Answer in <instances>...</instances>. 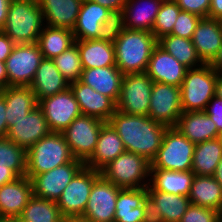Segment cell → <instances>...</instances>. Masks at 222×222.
Listing matches in <instances>:
<instances>
[{
    "instance_id": "cell-1",
    "label": "cell",
    "mask_w": 222,
    "mask_h": 222,
    "mask_svg": "<svg viewBox=\"0 0 222 222\" xmlns=\"http://www.w3.org/2000/svg\"><path fill=\"white\" fill-rule=\"evenodd\" d=\"M109 123L117 131L126 151L151 162L160 148L167 126L149 116L132 115L116 110Z\"/></svg>"
},
{
    "instance_id": "cell-2",
    "label": "cell",
    "mask_w": 222,
    "mask_h": 222,
    "mask_svg": "<svg viewBox=\"0 0 222 222\" xmlns=\"http://www.w3.org/2000/svg\"><path fill=\"white\" fill-rule=\"evenodd\" d=\"M113 44L116 66L123 74L144 73L158 40L152 32L124 28Z\"/></svg>"
},
{
    "instance_id": "cell-3",
    "label": "cell",
    "mask_w": 222,
    "mask_h": 222,
    "mask_svg": "<svg viewBox=\"0 0 222 222\" xmlns=\"http://www.w3.org/2000/svg\"><path fill=\"white\" fill-rule=\"evenodd\" d=\"M44 26L37 0H12L1 31L15 44L37 43Z\"/></svg>"
},
{
    "instance_id": "cell-4",
    "label": "cell",
    "mask_w": 222,
    "mask_h": 222,
    "mask_svg": "<svg viewBox=\"0 0 222 222\" xmlns=\"http://www.w3.org/2000/svg\"><path fill=\"white\" fill-rule=\"evenodd\" d=\"M74 159L61 132H50L27 150L26 176L48 172Z\"/></svg>"
},
{
    "instance_id": "cell-5",
    "label": "cell",
    "mask_w": 222,
    "mask_h": 222,
    "mask_svg": "<svg viewBox=\"0 0 222 222\" xmlns=\"http://www.w3.org/2000/svg\"><path fill=\"white\" fill-rule=\"evenodd\" d=\"M219 73L210 64L188 69L180 87L182 112L204 111L215 96Z\"/></svg>"
},
{
    "instance_id": "cell-6",
    "label": "cell",
    "mask_w": 222,
    "mask_h": 222,
    "mask_svg": "<svg viewBox=\"0 0 222 222\" xmlns=\"http://www.w3.org/2000/svg\"><path fill=\"white\" fill-rule=\"evenodd\" d=\"M151 162L143 156L125 151L104 166L100 173L120 188H145L150 181Z\"/></svg>"
},
{
    "instance_id": "cell-7",
    "label": "cell",
    "mask_w": 222,
    "mask_h": 222,
    "mask_svg": "<svg viewBox=\"0 0 222 222\" xmlns=\"http://www.w3.org/2000/svg\"><path fill=\"white\" fill-rule=\"evenodd\" d=\"M194 150L195 144L176 127H167L162 144L151 161V169L190 171Z\"/></svg>"
},
{
    "instance_id": "cell-8",
    "label": "cell",
    "mask_w": 222,
    "mask_h": 222,
    "mask_svg": "<svg viewBox=\"0 0 222 222\" xmlns=\"http://www.w3.org/2000/svg\"><path fill=\"white\" fill-rule=\"evenodd\" d=\"M153 83L145 72L124 74L116 109L127 114L148 116Z\"/></svg>"
},
{
    "instance_id": "cell-9",
    "label": "cell",
    "mask_w": 222,
    "mask_h": 222,
    "mask_svg": "<svg viewBox=\"0 0 222 222\" xmlns=\"http://www.w3.org/2000/svg\"><path fill=\"white\" fill-rule=\"evenodd\" d=\"M104 123L95 117L81 115L61 132L75 159L85 163L92 156Z\"/></svg>"
},
{
    "instance_id": "cell-10",
    "label": "cell",
    "mask_w": 222,
    "mask_h": 222,
    "mask_svg": "<svg viewBox=\"0 0 222 222\" xmlns=\"http://www.w3.org/2000/svg\"><path fill=\"white\" fill-rule=\"evenodd\" d=\"M42 60L37 43L16 44L5 61L8 86H30Z\"/></svg>"
},
{
    "instance_id": "cell-11",
    "label": "cell",
    "mask_w": 222,
    "mask_h": 222,
    "mask_svg": "<svg viewBox=\"0 0 222 222\" xmlns=\"http://www.w3.org/2000/svg\"><path fill=\"white\" fill-rule=\"evenodd\" d=\"M99 170L83 167L65 187L56 204L63 217L83 215Z\"/></svg>"
},
{
    "instance_id": "cell-12",
    "label": "cell",
    "mask_w": 222,
    "mask_h": 222,
    "mask_svg": "<svg viewBox=\"0 0 222 222\" xmlns=\"http://www.w3.org/2000/svg\"><path fill=\"white\" fill-rule=\"evenodd\" d=\"M84 166L85 163L83 161L74 158L65 165L33 176L30 179L33 195L57 202L65 187Z\"/></svg>"
},
{
    "instance_id": "cell-13",
    "label": "cell",
    "mask_w": 222,
    "mask_h": 222,
    "mask_svg": "<svg viewBox=\"0 0 222 222\" xmlns=\"http://www.w3.org/2000/svg\"><path fill=\"white\" fill-rule=\"evenodd\" d=\"M51 132H63L75 118L82 115L72 90L44 98L38 102Z\"/></svg>"
},
{
    "instance_id": "cell-14",
    "label": "cell",
    "mask_w": 222,
    "mask_h": 222,
    "mask_svg": "<svg viewBox=\"0 0 222 222\" xmlns=\"http://www.w3.org/2000/svg\"><path fill=\"white\" fill-rule=\"evenodd\" d=\"M181 114L180 87L154 82L148 116L167 127H175Z\"/></svg>"
},
{
    "instance_id": "cell-15",
    "label": "cell",
    "mask_w": 222,
    "mask_h": 222,
    "mask_svg": "<svg viewBox=\"0 0 222 222\" xmlns=\"http://www.w3.org/2000/svg\"><path fill=\"white\" fill-rule=\"evenodd\" d=\"M121 189L100 175L92 185L83 216L92 222H114L116 201Z\"/></svg>"
},
{
    "instance_id": "cell-16",
    "label": "cell",
    "mask_w": 222,
    "mask_h": 222,
    "mask_svg": "<svg viewBox=\"0 0 222 222\" xmlns=\"http://www.w3.org/2000/svg\"><path fill=\"white\" fill-rule=\"evenodd\" d=\"M51 132L39 106L9 127L7 138L26 151Z\"/></svg>"
},
{
    "instance_id": "cell-17",
    "label": "cell",
    "mask_w": 222,
    "mask_h": 222,
    "mask_svg": "<svg viewBox=\"0 0 222 222\" xmlns=\"http://www.w3.org/2000/svg\"><path fill=\"white\" fill-rule=\"evenodd\" d=\"M187 70L186 66L157 44L151 53L145 73L153 82L181 87Z\"/></svg>"
},
{
    "instance_id": "cell-18",
    "label": "cell",
    "mask_w": 222,
    "mask_h": 222,
    "mask_svg": "<svg viewBox=\"0 0 222 222\" xmlns=\"http://www.w3.org/2000/svg\"><path fill=\"white\" fill-rule=\"evenodd\" d=\"M69 87L79 104L82 115L109 122L111 116L117 110L116 103L111 98L95 91L91 86L85 85L80 80L69 83Z\"/></svg>"
},
{
    "instance_id": "cell-19",
    "label": "cell",
    "mask_w": 222,
    "mask_h": 222,
    "mask_svg": "<svg viewBox=\"0 0 222 222\" xmlns=\"http://www.w3.org/2000/svg\"><path fill=\"white\" fill-rule=\"evenodd\" d=\"M33 196L30 178L22 176L0 187V219L18 218Z\"/></svg>"
},
{
    "instance_id": "cell-20",
    "label": "cell",
    "mask_w": 222,
    "mask_h": 222,
    "mask_svg": "<svg viewBox=\"0 0 222 222\" xmlns=\"http://www.w3.org/2000/svg\"><path fill=\"white\" fill-rule=\"evenodd\" d=\"M197 55L204 64H210L222 46V21L201 18L192 37Z\"/></svg>"
},
{
    "instance_id": "cell-21",
    "label": "cell",
    "mask_w": 222,
    "mask_h": 222,
    "mask_svg": "<svg viewBox=\"0 0 222 222\" xmlns=\"http://www.w3.org/2000/svg\"><path fill=\"white\" fill-rule=\"evenodd\" d=\"M125 151L123 141L117 131L109 122H105L101 127L95 151L85 162V167L100 171Z\"/></svg>"
},
{
    "instance_id": "cell-22",
    "label": "cell",
    "mask_w": 222,
    "mask_h": 222,
    "mask_svg": "<svg viewBox=\"0 0 222 222\" xmlns=\"http://www.w3.org/2000/svg\"><path fill=\"white\" fill-rule=\"evenodd\" d=\"M124 74L117 66L83 69L80 81L117 103Z\"/></svg>"
},
{
    "instance_id": "cell-23",
    "label": "cell",
    "mask_w": 222,
    "mask_h": 222,
    "mask_svg": "<svg viewBox=\"0 0 222 222\" xmlns=\"http://www.w3.org/2000/svg\"><path fill=\"white\" fill-rule=\"evenodd\" d=\"M47 26L73 30L83 0H37Z\"/></svg>"
},
{
    "instance_id": "cell-24",
    "label": "cell",
    "mask_w": 222,
    "mask_h": 222,
    "mask_svg": "<svg viewBox=\"0 0 222 222\" xmlns=\"http://www.w3.org/2000/svg\"><path fill=\"white\" fill-rule=\"evenodd\" d=\"M29 87L39 102L44 98L65 91L69 88V82L57 69L52 59L43 58Z\"/></svg>"
},
{
    "instance_id": "cell-25",
    "label": "cell",
    "mask_w": 222,
    "mask_h": 222,
    "mask_svg": "<svg viewBox=\"0 0 222 222\" xmlns=\"http://www.w3.org/2000/svg\"><path fill=\"white\" fill-rule=\"evenodd\" d=\"M175 127L194 144L218 138L215 123L204 111L182 112Z\"/></svg>"
},
{
    "instance_id": "cell-26",
    "label": "cell",
    "mask_w": 222,
    "mask_h": 222,
    "mask_svg": "<svg viewBox=\"0 0 222 222\" xmlns=\"http://www.w3.org/2000/svg\"><path fill=\"white\" fill-rule=\"evenodd\" d=\"M163 0H127L123 9L124 27L152 32Z\"/></svg>"
},
{
    "instance_id": "cell-27",
    "label": "cell",
    "mask_w": 222,
    "mask_h": 222,
    "mask_svg": "<svg viewBox=\"0 0 222 222\" xmlns=\"http://www.w3.org/2000/svg\"><path fill=\"white\" fill-rule=\"evenodd\" d=\"M0 94L6 103L8 128L38 106L35 94L29 86H8L2 89Z\"/></svg>"
},
{
    "instance_id": "cell-28",
    "label": "cell",
    "mask_w": 222,
    "mask_h": 222,
    "mask_svg": "<svg viewBox=\"0 0 222 222\" xmlns=\"http://www.w3.org/2000/svg\"><path fill=\"white\" fill-rule=\"evenodd\" d=\"M110 10L90 0H83L80 6L73 34L75 40L97 39L102 23Z\"/></svg>"
},
{
    "instance_id": "cell-29",
    "label": "cell",
    "mask_w": 222,
    "mask_h": 222,
    "mask_svg": "<svg viewBox=\"0 0 222 222\" xmlns=\"http://www.w3.org/2000/svg\"><path fill=\"white\" fill-rule=\"evenodd\" d=\"M195 174L190 171L150 169L149 186L153 190L189 196Z\"/></svg>"
},
{
    "instance_id": "cell-30",
    "label": "cell",
    "mask_w": 222,
    "mask_h": 222,
    "mask_svg": "<svg viewBox=\"0 0 222 222\" xmlns=\"http://www.w3.org/2000/svg\"><path fill=\"white\" fill-rule=\"evenodd\" d=\"M83 69L116 66L114 44L97 40H75Z\"/></svg>"
},
{
    "instance_id": "cell-31",
    "label": "cell",
    "mask_w": 222,
    "mask_h": 222,
    "mask_svg": "<svg viewBox=\"0 0 222 222\" xmlns=\"http://www.w3.org/2000/svg\"><path fill=\"white\" fill-rule=\"evenodd\" d=\"M147 194V187L122 188L116 201L114 222H143V201Z\"/></svg>"
},
{
    "instance_id": "cell-32",
    "label": "cell",
    "mask_w": 222,
    "mask_h": 222,
    "mask_svg": "<svg viewBox=\"0 0 222 222\" xmlns=\"http://www.w3.org/2000/svg\"><path fill=\"white\" fill-rule=\"evenodd\" d=\"M188 197L190 204L209 207L222 213V186L213 176L195 175Z\"/></svg>"
},
{
    "instance_id": "cell-33",
    "label": "cell",
    "mask_w": 222,
    "mask_h": 222,
    "mask_svg": "<svg viewBox=\"0 0 222 222\" xmlns=\"http://www.w3.org/2000/svg\"><path fill=\"white\" fill-rule=\"evenodd\" d=\"M37 44L45 59H53L75 44L73 31L45 25Z\"/></svg>"
},
{
    "instance_id": "cell-34",
    "label": "cell",
    "mask_w": 222,
    "mask_h": 222,
    "mask_svg": "<svg viewBox=\"0 0 222 222\" xmlns=\"http://www.w3.org/2000/svg\"><path fill=\"white\" fill-rule=\"evenodd\" d=\"M222 159V144L218 139L195 144L191 171L197 176H213Z\"/></svg>"
},
{
    "instance_id": "cell-35",
    "label": "cell",
    "mask_w": 222,
    "mask_h": 222,
    "mask_svg": "<svg viewBox=\"0 0 222 222\" xmlns=\"http://www.w3.org/2000/svg\"><path fill=\"white\" fill-rule=\"evenodd\" d=\"M158 45L188 69L204 64L197 55L192 39L168 34L158 39Z\"/></svg>"
},
{
    "instance_id": "cell-36",
    "label": "cell",
    "mask_w": 222,
    "mask_h": 222,
    "mask_svg": "<svg viewBox=\"0 0 222 222\" xmlns=\"http://www.w3.org/2000/svg\"><path fill=\"white\" fill-rule=\"evenodd\" d=\"M147 190L155 203L159 205L165 222H179L190 205L188 196L153 190L149 185L147 186Z\"/></svg>"
},
{
    "instance_id": "cell-37",
    "label": "cell",
    "mask_w": 222,
    "mask_h": 222,
    "mask_svg": "<svg viewBox=\"0 0 222 222\" xmlns=\"http://www.w3.org/2000/svg\"><path fill=\"white\" fill-rule=\"evenodd\" d=\"M25 222H63L56 202L32 196L19 216Z\"/></svg>"
},
{
    "instance_id": "cell-38",
    "label": "cell",
    "mask_w": 222,
    "mask_h": 222,
    "mask_svg": "<svg viewBox=\"0 0 222 222\" xmlns=\"http://www.w3.org/2000/svg\"><path fill=\"white\" fill-rule=\"evenodd\" d=\"M27 151L7 137L0 138V167L10 168L18 177L26 176Z\"/></svg>"
},
{
    "instance_id": "cell-39",
    "label": "cell",
    "mask_w": 222,
    "mask_h": 222,
    "mask_svg": "<svg viewBox=\"0 0 222 222\" xmlns=\"http://www.w3.org/2000/svg\"><path fill=\"white\" fill-rule=\"evenodd\" d=\"M52 60L57 69L69 83L80 80L83 68L78 46L76 44L60 55L54 57Z\"/></svg>"
},
{
    "instance_id": "cell-40",
    "label": "cell",
    "mask_w": 222,
    "mask_h": 222,
    "mask_svg": "<svg viewBox=\"0 0 222 222\" xmlns=\"http://www.w3.org/2000/svg\"><path fill=\"white\" fill-rule=\"evenodd\" d=\"M180 11L181 8L174 0H163L152 29L157 40L172 32Z\"/></svg>"
},
{
    "instance_id": "cell-41",
    "label": "cell",
    "mask_w": 222,
    "mask_h": 222,
    "mask_svg": "<svg viewBox=\"0 0 222 222\" xmlns=\"http://www.w3.org/2000/svg\"><path fill=\"white\" fill-rule=\"evenodd\" d=\"M124 28L123 10H111L98 31L97 40L114 43Z\"/></svg>"
},
{
    "instance_id": "cell-42",
    "label": "cell",
    "mask_w": 222,
    "mask_h": 222,
    "mask_svg": "<svg viewBox=\"0 0 222 222\" xmlns=\"http://www.w3.org/2000/svg\"><path fill=\"white\" fill-rule=\"evenodd\" d=\"M201 17L181 10L174 23L171 35L192 39Z\"/></svg>"
},
{
    "instance_id": "cell-43",
    "label": "cell",
    "mask_w": 222,
    "mask_h": 222,
    "mask_svg": "<svg viewBox=\"0 0 222 222\" xmlns=\"http://www.w3.org/2000/svg\"><path fill=\"white\" fill-rule=\"evenodd\" d=\"M220 218L215 209L190 204L179 222H216Z\"/></svg>"
},
{
    "instance_id": "cell-44",
    "label": "cell",
    "mask_w": 222,
    "mask_h": 222,
    "mask_svg": "<svg viewBox=\"0 0 222 222\" xmlns=\"http://www.w3.org/2000/svg\"><path fill=\"white\" fill-rule=\"evenodd\" d=\"M181 10L201 18L208 17L211 0H174Z\"/></svg>"
},
{
    "instance_id": "cell-45",
    "label": "cell",
    "mask_w": 222,
    "mask_h": 222,
    "mask_svg": "<svg viewBox=\"0 0 222 222\" xmlns=\"http://www.w3.org/2000/svg\"><path fill=\"white\" fill-rule=\"evenodd\" d=\"M204 112L215 123L219 134L222 131V99L214 96L206 105Z\"/></svg>"
},
{
    "instance_id": "cell-46",
    "label": "cell",
    "mask_w": 222,
    "mask_h": 222,
    "mask_svg": "<svg viewBox=\"0 0 222 222\" xmlns=\"http://www.w3.org/2000/svg\"><path fill=\"white\" fill-rule=\"evenodd\" d=\"M143 205L145 209L143 222H165L159 205L155 203L149 194L144 198Z\"/></svg>"
},
{
    "instance_id": "cell-47",
    "label": "cell",
    "mask_w": 222,
    "mask_h": 222,
    "mask_svg": "<svg viewBox=\"0 0 222 222\" xmlns=\"http://www.w3.org/2000/svg\"><path fill=\"white\" fill-rule=\"evenodd\" d=\"M16 44L0 30V61L5 62Z\"/></svg>"
},
{
    "instance_id": "cell-48",
    "label": "cell",
    "mask_w": 222,
    "mask_h": 222,
    "mask_svg": "<svg viewBox=\"0 0 222 222\" xmlns=\"http://www.w3.org/2000/svg\"><path fill=\"white\" fill-rule=\"evenodd\" d=\"M6 121V103L4 97L0 94V138H5L8 133Z\"/></svg>"
},
{
    "instance_id": "cell-49",
    "label": "cell",
    "mask_w": 222,
    "mask_h": 222,
    "mask_svg": "<svg viewBox=\"0 0 222 222\" xmlns=\"http://www.w3.org/2000/svg\"><path fill=\"white\" fill-rule=\"evenodd\" d=\"M111 10H123L127 0H90Z\"/></svg>"
},
{
    "instance_id": "cell-50",
    "label": "cell",
    "mask_w": 222,
    "mask_h": 222,
    "mask_svg": "<svg viewBox=\"0 0 222 222\" xmlns=\"http://www.w3.org/2000/svg\"><path fill=\"white\" fill-rule=\"evenodd\" d=\"M208 17L222 21V0H211Z\"/></svg>"
},
{
    "instance_id": "cell-51",
    "label": "cell",
    "mask_w": 222,
    "mask_h": 222,
    "mask_svg": "<svg viewBox=\"0 0 222 222\" xmlns=\"http://www.w3.org/2000/svg\"><path fill=\"white\" fill-rule=\"evenodd\" d=\"M19 178L10 168L0 167V187Z\"/></svg>"
},
{
    "instance_id": "cell-52",
    "label": "cell",
    "mask_w": 222,
    "mask_h": 222,
    "mask_svg": "<svg viewBox=\"0 0 222 222\" xmlns=\"http://www.w3.org/2000/svg\"><path fill=\"white\" fill-rule=\"evenodd\" d=\"M12 0H0V30L7 19L8 9Z\"/></svg>"
},
{
    "instance_id": "cell-53",
    "label": "cell",
    "mask_w": 222,
    "mask_h": 222,
    "mask_svg": "<svg viewBox=\"0 0 222 222\" xmlns=\"http://www.w3.org/2000/svg\"><path fill=\"white\" fill-rule=\"evenodd\" d=\"M8 87V78L5 62L0 61V89Z\"/></svg>"
},
{
    "instance_id": "cell-54",
    "label": "cell",
    "mask_w": 222,
    "mask_h": 222,
    "mask_svg": "<svg viewBox=\"0 0 222 222\" xmlns=\"http://www.w3.org/2000/svg\"><path fill=\"white\" fill-rule=\"evenodd\" d=\"M211 67L215 69L219 74H222V46L214 58V60L210 63Z\"/></svg>"
},
{
    "instance_id": "cell-55",
    "label": "cell",
    "mask_w": 222,
    "mask_h": 222,
    "mask_svg": "<svg viewBox=\"0 0 222 222\" xmlns=\"http://www.w3.org/2000/svg\"><path fill=\"white\" fill-rule=\"evenodd\" d=\"M63 222H92L83 215L66 216L63 218Z\"/></svg>"
},
{
    "instance_id": "cell-56",
    "label": "cell",
    "mask_w": 222,
    "mask_h": 222,
    "mask_svg": "<svg viewBox=\"0 0 222 222\" xmlns=\"http://www.w3.org/2000/svg\"><path fill=\"white\" fill-rule=\"evenodd\" d=\"M215 96L222 99V74H219L216 80Z\"/></svg>"
},
{
    "instance_id": "cell-57",
    "label": "cell",
    "mask_w": 222,
    "mask_h": 222,
    "mask_svg": "<svg viewBox=\"0 0 222 222\" xmlns=\"http://www.w3.org/2000/svg\"><path fill=\"white\" fill-rule=\"evenodd\" d=\"M213 177L216 179V181L222 186V159L218 163L216 170L214 172Z\"/></svg>"
},
{
    "instance_id": "cell-58",
    "label": "cell",
    "mask_w": 222,
    "mask_h": 222,
    "mask_svg": "<svg viewBox=\"0 0 222 222\" xmlns=\"http://www.w3.org/2000/svg\"><path fill=\"white\" fill-rule=\"evenodd\" d=\"M217 139H218V140L220 141V143L222 144V131L219 132Z\"/></svg>"
},
{
    "instance_id": "cell-59",
    "label": "cell",
    "mask_w": 222,
    "mask_h": 222,
    "mask_svg": "<svg viewBox=\"0 0 222 222\" xmlns=\"http://www.w3.org/2000/svg\"><path fill=\"white\" fill-rule=\"evenodd\" d=\"M0 222H13V219H0Z\"/></svg>"
},
{
    "instance_id": "cell-60",
    "label": "cell",
    "mask_w": 222,
    "mask_h": 222,
    "mask_svg": "<svg viewBox=\"0 0 222 222\" xmlns=\"http://www.w3.org/2000/svg\"><path fill=\"white\" fill-rule=\"evenodd\" d=\"M13 222H25V221H22V220L18 217V218L13 219Z\"/></svg>"
},
{
    "instance_id": "cell-61",
    "label": "cell",
    "mask_w": 222,
    "mask_h": 222,
    "mask_svg": "<svg viewBox=\"0 0 222 222\" xmlns=\"http://www.w3.org/2000/svg\"><path fill=\"white\" fill-rule=\"evenodd\" d=\"M216 222H222V218H220L219 220H217Z\"/></svg>"
}]
</instances>
